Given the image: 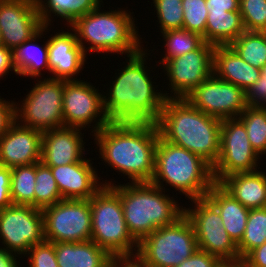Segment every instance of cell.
<instances>
[{
    "label": "cell",
    "instance_id": "obj_50",
    "mask_svg": "<svg viewBox=\"0 0 266 267\" xmlns=\"http://www.w3.org/2000/svg\"><path fill=\"white\" fill-rule=\"evenodd\" d=\"M0 46H2L1 31H0Z\"/></svg>",
    "mask_w": 266,
    "mask_h": 267
},
{
    "label": "cell",
    "instance_id": "obj_23",
    "mask_svg": "<svg viewBox=\"0 0 266 267\" xmlns=\"http://www.w3.org/2000/svg\"><path fill=\"white\" fill-rule=\"evenodd\" d=\"M218 210L223 227L237 245L245 232L249 208L244 207L219 183H214L205 196Z\"/></svg>",
    "mask_w": 266,
    "mask_h": 267
},
{
    "label": "cell",
    "instance_id": "obj_36",
    "mask_svg": "<svg viewBox=\"0 0 266 267\" xmlns=\"http://www.w3.org/2000/svg\"><path fill=\"white\" fill-rule=\"evenodd\" d=\"M239 12L246 31L266 32V0H240Z\"/></svg>",
    "mask_w": 266,
    "mask_h": 267
},
{
    "label": "cell",
    "instance_id": "obj_20",
    "mask_svg": "<svg viewBox=\"0 0 266 267\" xmlns=\"http://www.w3.org/2000/svg\"><path fill=\"white\" fill-rule=\"evenodd\" d=\"M47 47L50 73L55 75L50 78L64 81L78 80L72 76L84 68L87 57L83 48L78 44L75 32H56L47 40Z\"/></svg>",
    "mask_w": 266,
    "mask_h": 267
},
{
    "label": "cell",
    "instance_id": "obj_46",
    "mask_svg": "<svg viewBox=\"0 0 266 267\" xmlns=\"http://www.w3.org/2000/svg\"><path fill=\"white\" fill-rule=\"evenodd\" d=\"M9 70H13L16 73L13 64V51L2 45L0 46V78L7 75Z\"/></svg>",
    "mask_w": 266,
    "mask_h": 267
},
{
    "label": "cell",
    "instance_id": "obj_8",
    "mask_svg": "<svg viewBox=\"0 0 266 267\" xmlns=\"http://www.w3.org/2000/svg\"><path fill=\"white\" fill-rule=\"evenodd\" d=\"M198 249L194 228L183 215L160 227L138 243L137 254L149 267H176Z\"/></svg>",
    "mask_w": 266,
    "mask_h": 267
},
{
    "label": "cell",
    "instance_id": "obj_12",
    "mask_svg": "<svg viewBox=\"0 0 266 267\" xmlns=\"http://www.w3.org/2000/svg\"><path fill=\"white\" fill-rule=\"evenodd\" d=\"M192 201L195 208H184V215L194 228L198 249L214 254L221 260L240 259L237 245L223 227L217 208L206 197Z\"/></svg>",
    "mask_w": 266,
    "mask_h": 267
},
{
    "label": "cell",
    "instance_id": "obj_9",
    "mask_svg": "<svg viewBox=\"0 0 266 267\" xmlns=\"http://www.w3.org/2000/svg\"><path fill=\"white\" fill-rule=\"evenodd\" d=\"M63 93L64 80L45 78L38 81L23 99L21 108L15 106V120L41 132L63 127Z\"/></svg>",
    "mask_w": 266,
    "mask_h": 267
},
{
    "label": "cell",
    "instance_id": "obj_48",
    "mask_svg": "<svg viewBox=\"0 0 266 267\" xmlns=\"http://www.w3.org/2000/svg\"><path fill=\"white\" fill-rule=\"evenodd\" d=\"M217 267H247L244 259L237 260H221Z\"/></svg>",
    "mask_w": 266,
    "mask_h": 267
},
{
    "label": "cell",
    "instance_id": "obj_14",
    "mask_svg": "<svg viewBox=\"0 0 266 267\" xmlns=\"http://www.w3.org/2000/svg\"><path fill=\"white\" fill-rule=\"evenodd\" d=\"M185 99L205 114L221 120L238 118L247 107L246 92L214 74L195 87Z\"/></svg>",
    "mask_w": 266,
    "mask_h": 267
},
{
    "label": "cell",
    "instance_id": "obj_29",
    "mask_svg": "<svg viewBox=\"0 0 266 267\" xmlns=\"http://www.w3.org/2000/svg\"><path fill=\"white\" fill-rule=\"evenodd\" d=\"M229 46L253 67L266 65V32L244 31Z\"/></svg>",
    "mask_w": 266,
    "mask_h": 267
},
{
    "label": "cell",
    "instance_id": "obj_28",
    "mask_svg": "<svg viewBox=\"0 0 266 267\" xmlns=\"http://www.w3.org/2000/svg\"><path fill=\"white\" fill-rule=\"evenodd\" d=\"M38 14L45 26L51 24V14L60 16L71 25L77 18L101 6L102 0H35ZM46 2V3H45ZM52 12V13H51ZM69 23V24H68Z\"/></svg>",
    "mask_w": 266,
    "mask_h": 267
},
{
    "label": "cell",
    "instance_id": "obj_30",
    "mask_svg": "<svg viewBox=\"0 0 266 267\" xmlns=\"http://www.w3.org/2000/svg\"><path fill=\"white\" fill-rule=\"evenodd\" d=\"M35 163L11 168L10 193L15 205L34 207Z\"/></svg>",
    "mask_w": 266,
    "mask_h": 267
},
{
    "label": "cell",
    "instance_id": "obj_32",
    "mask_svg": "<svg viewBox=\"0 0 266 267\" xmlns=\"http://www.w3.org/2000/svg\"><path fill=\"white\" fill-rule=\"evenodd\" d=\"M266 242V207L250 209L245 232L237 244L240 258Z\"/></svg>",
    "mask_w": 266,
    "mask_h": 267
},
{
    "label": "cell",
    "instance_id": "obj_21",
    "mask_svg": "<svg viewBox=\"0 0 266 267\" xmlns=\"http://www.w3.org/2000/svg\"><path fill=\"white\" fill-rule=\"evenodd\" d=\"M89 159L68 165L50 167L63 199H90L102 187Z\"/></svg>",
    "mask_w": 266,
    "mask_h": 267
},
{
    "label": "cell",
    "instance_id": "obj_10",
    "mask_svg": "<svg viewBox=\"0 0 266 267\" xmlns=\"http://www.w3.org/2000/svg\"><path fill=\"white\" fill-rule=\"evenodd\" d=\"M42 211L46 241L58 243L91 240L89 199H63Z\"/></svg>",
    "mask_w": 266,
    "mask_h": 267
},
{
    "label": "cell",
    "instance_id": "obj_4",
    "mask_svg": "<svg viewBox=\"0 0 266 267\" xmlns=\"http://www.w3.org/2000/svg\"><path fill=\"white\" fill-rule=\"evenodd\" d=\"M120 197L128 231L139 243L154 230L174 224L184 215V208L152 182L124 185L106 182ZM164 193H163V192ZM181 208V209H180Z\"/></svg>",
    "mask_w": 266,
    "mask_h": 267
},
{
    "label": "cell",
    "instance_id": "obj_25",
    "mask_svg": "<svg viewBox=\"0 0 266 267\" xmlns=\"http://www.w3.org/2000/svg\"><path fill=\"white\" fill-rule=\"evenodd\" d=\"M59 267H108L111 255L92 240L54 243Z\"/></svg>",
    "mask_w": 266,
    "mask_h": 267
},
{
    "label": "cell",
    "instance_id": "obj_33",
    "mask_svg": "<svg viewBox=\"0 0 266 267\" xmlns=\"http://www.w3.org/2000/svg\"><path fill=\"white\" fill-rule=\"evenodd\" d=\"M162 34L166 42L164 44L166 53L160 61L162 65L171 58L180 57L198 49L205 42L201 35L184 28L167 30Z\"/></svg>",
    "mask_w": 266,
    "mask_h": 267
},
{
    "label": "cell",
    "instance_id": "obj_5",
    "mask_svg": "<svg viewBox=\"0 0 266 267\" xmlns=\"http://www.w3.org/2000/svg\"><path fill=\"white\" fill-rule=\"evenodd\" d=\"M100 7L70 25L85 54L88 48L91 52L127 53V56L137 53L142 45L131 14L125 10L101 12ZM83 40L91 46L87 48Z\"/></svg>",
    "mask_w": 266,
    "mask_h": 267
},
{
    "label": "cell",
    "instance_id": "obj_15",
    "mask_svg": "<svg viewBox=\"0 0 266 267\" xmlns=\"http://www.w3.org/2000/svg\"><path fill=\"white\" fill-rule=\"evenodd\" d=\"M98 91L92 84L81 79L64 81V126L84 129L97 118L94 124L96 126L93 127L95 134L111 122L104 112V95Z\"/></svg>",
    "mask_w": 266,
    "mask_h": 267
},
{
    "label": "cell",
    "instance_id": "obj_18",
    "mask_svg": "<svg viewBox=\"0 0 266 267\" xmlns=\"http://www.w3.org/2000/svg\"><path fill=\"white\" fill-rule=\"evenodd\" d=\"M42 134L14 120L0 137V165L14 168L41 162Z\"/></svg>",
    "mask_w": 266,
    "mask_h": 267
},
{
    "label": "cell",
    "instance_id": "obj_1",
    "mask_svg": "<svg viewBox=\"0 0 266 267\" xmlns=\"http://www.w3.org/2000/svg\"><path fill=\"white\" fill-rule=\"evenodd\" d=\"M94 136L105 163L131 182H151L159 138L155 123L111 121Z\"/></svg>",
    "mask_w": 266,
    "mask_h": 267
},
{
    "label": "cell",
    "instance_id": "obj_38",
    "mask_svg": "<svg viewBox=\"0 0 266 267\" xmlns=\"http://www.w3.org/2000/svg\"><path fill=\"white\" fill-rule=\"evenodd\" d=\"M26 254L30 255L28 258L30 267H59L52 242L44 240L33 245Z\"/></svg>",
    "mask_w": 266,
    "mask_h": 267
},
{
    "label": "cell",
    "instance_id": "obj_3",
    "mask_svg": "<svg viewBox=\"0 0 266 267\" xmlns=\"http://www.w3.org/2000/svg\"><path fill=\"white\" fill-rule=\"evenodd\" d=\"M221 123L185 98H167L155 124L163 140L195 153L213 168L220 153Z\"/></svg>",
    "mask_w": 266,
    "mask_h": 267
},
{
    "label": "cell",
    "instance_id": "obj_6",
    "mask_svg": "<svg viewBox=\"0 0 266 267\" xmlns=\"http://www.w3.org/2000/svg\"><path fill=\"white\" fill-rule=\"evenodd\" d=\"M161 179L190 200L204 198L215 183L212 167L207 162L195 153L171 144L159 136L151 182L163 189Z\"/></svg>",
    "mask_w": 266,
    "mask_h": 267
},
{
    "label": "cell",
    "instance_id": "obj_49",
    "mask_svg": "<svg viewBox=\"0 0 266 267\" xmlns=\"http://www.w3.org/2000/svg\"><path fill=\"white\" fill-rule=\"evenodd\" d=\"M262 81H266V65L261 69Z\"/></svg>",
    "mask_w": 266,
    "mask_h": 267
},
{
    "label": "cell",
    "instance_id": "obj_17",
    "mask_svg": "<svg viewBox=\"0 0 266 267\" xmlns=\"http://www.w3.org/2000/svg\"><path fill=\"white\" fill-rule=\"evenodd\" d=\"M35 0H0V31L2 45L16 49L42 28Z\"/></svg>",
    "mask_w": 266,
    "mask_h": 267
},
{
    "label": "cell",
    "instance_id": "obj_2",
    "mask_svg": "<svg viewBox=\"0 0 266 267\" xmlns=\"http://www.w3.org/2000/svg\"><path fill=\"white\" fill-rule=\"evenodd\" d=\"M147 52L128 55V64L115 77L109 94L103 96L104 112L110 121L156 123L169 93L155 91L145 68Z\"/></svg>",
    "mask_w": 266,
    "mask_h": 267
},
{
    "label": "cell",
    "instance_id": "obj_19",
    "mask_svg": "<svg viewBox=\"0 0 266 267\" xmlns=\"http://www.w3.org/2000/svg\"><path fill=\"white\" fill-rule=\"evenodd\" d=\"M80 128L66 127L46 130L42 134L41 162L56 167L80 162L84 156Z\"/></svg>",
    "mask_w": 266,
    "mask_h": 267
},
{
    "label": "cell",
    "instance_id": "obj_16",
    "mask_svg": "<svg viewBox=\"0 0 266 267\" xmlns=\"http://www.w3.org/2000/svg\"><path fill=\"white\" fill-rule=\"evenodd\" d=\"M215 45L204 42L198 49L180 57L169 59L163 64L171 82L168 98L183 99L213 74V52Z\"/></svg>",
    "mask_w": 266,
    "mask_h": 267
},
{
    "label": "cell",
    "instance_id": "obj_13",
    "mask_svg": "<svg viewBox=\"0 0 266 267\" xmlns=\"http://www.w3.org/2000/svg\"><path fill=\"white\" fill-rule=\"evenodd\" d=\"M0 238L7 250L26 255L31 246L45 240L43 211L15 204L0 209Z\"/></svg>",
    "mask_w": 266,
    "mask_h": 267
},
{
    "label": "cell",
    "instance_id": "obj_47",
    "mask_svg": "<svg viewBox=\"0 0 266 267\" xmlns=\"http://www.w3.org/2000/svg\"><path fill=\"white\" fill-rule=\"evenodd\" d=\"M16 257H18L16 253L0 248V267H18L20 264L16 261Z\"/></svg>",
    "mask_w": 266,
    "mask_h": 267
},
{
    "label": "cell",
    "instance_id": "obj_41",
    "mask_svg": "<svg viewBox=\"0 0 266 267\" xmlns=\"http://www.w3.org/2000/svg\"><path fill=\"white\" fill-rule=\"evenodd\" d=\"M11 168L0 165V209L12 205L11 193Z\"/></svg>",
    "mask_w": 266,
    "mask_h": 267
},
{
    "label": "cell",
    "instance_id": "obj_11",
    "mask_svg": "<svg viewBox=\"0 0 266 267\" xmlns=\"http://www.w3.org/2000/svg\"><path fill=\"white\" fill-rule=\"evenodd\" d=\"M258 153L248 140L244 124L238 118L223 119L221 123L220 153L212 168L214 182L225 177L257 170Z\"/></svg>",
    "mask_w": 266,
    "mask_h": 267
},
{
    "label": "cell",
    "instance_id": "obj_22",
    "mask_svg": "<svg viewBox=\"0 0 266 267\" xmlns=\"http://www.w3.org/2000/svg\"><path fill=\"white\" fill-rule=\"evenodd\" d=\"M213 74L246 92L260 78L261 69L244 61L230 46H216Z\"/></svg>",
    "mask_w": 266,
    "mask_h": 267
},
{
    "label": "cell",
    "instance_id": "obj_31",
    "mask_svg": "<svg viewBox=\"0 0 266 267\" xmlns=\"http://www.w3.org/2000/svg\"><path fill=\"white\" fill-rule=\"evenodd\" d=\"M35 176L34 208L43 210L63 200L50 167L35 163Z\"/></svg>",
    "mask_w": 266,
    "mask_h": 267
},
{
    "label": "cell",
    "instance_id": "obj_43",
    "mask_svg": "<svg viewBox=\"0 0 266 267\" xmlns=\"http://www.w3.org/2000/svg\"><path fill=\"white\" fill-rule=\"evenodd\" d=\"M108 267H149V266L137 254H134V255L111 256Z\"/></svg>",
    "mask_w": 266,
    "mask_h": 267
},
{
    "label": "cell",
    "instance_id": "obj_40",
    "mask_svg": "<svg viewBox=\"0 0 266 267\" xmlns=\"http://www.w3.org/2000/svg\"><path fill=\"white\" fill-rule=\"evenodd\" d=\"M247 107H266V81L260 78L246 91Z\"/></svg>",
    "mask_w": 266,
    "mask_h": 267
},
{
    "label": "cell",
    "instance_id": "obj_44",
    "mask_svg": "<svg viewBox=\"0 0 266 267\" xmlns=\"http://www.w3.org/2000/svg\"><path fill=\"white\" fill-rule=\"evenodd\" d=\"M243 259L247 267H266V242L250 251Z\"/></svg>",
    "mask_w": 266,
    "mask_h": 267
},
{
    "label": "cell",
    "instance_id": "obj_35",
    "mask_svg": "<svg viewBox=\"0 0 266 267\" xmlns=\"http://www.w3.org/2000/svg\"><path fill=\"white\" fill-rule=\"evenodd\" d=\"M183 28L201 35L205 41L208 18L206 0H182Z\"/></svg>",
    "mask_w": 266,
    "mask_h": 267
},
{
    "label": "cell",
    "instance_id": "obj_37",
    "mask_svg": "<svg viewBox=\"0 0 266 267\" xmlns=\"http://www.w3.org/2000/svg\"><path fill=\"white\" fill-rule=\"evenodd\" d=\"M161 30L183 28V8L182 0H153Z\"/></svg>",
    "mask_w": 266,
    "mask_h": 267
},
{
    "label": "cell",
    "instance_id": "obj_24",
    "mask_svg": "<svg viewBox=\"0 0 266 267\" xmlns=\"http://www.w3.org/2000/svg\"><path fill=\"white\" fill-rule=\"evenodd\" d=\"M244 207L249 209L266 207V173L261 171L236 173L219 183Z\"/></svg>",
    "mask_w": 266,
    "mask_h": 267
},
{
    "label": "cell",
    "instance_id": "obj_39",
    "mask_svg": "<svg viewBox=\"0 0 266 267\" xmlns=\"http://www.w3.org/2000/svg\"><path fill=\"white\" fill-rule=\"evenodd\" d=\"M221 259L206 251L197 249L189 258L176 267H217Z\"/></svg>",
    "mask_w": 266,
    "mask_h": 267
},
{
    "label": "cell",
    "instance_id": "obj_42",
    "mask_svg": "<svg viewBox=\"0 0 266 267\" xmlns=\"http://www.w3.org/2000/svg\"><path fill=\"white\" fill-rule=\"evenodd\" d=\"M0 98V137L7 131L10 124L15 120L14 108L16 103L5 101Z\"/></svg>",
    "mask_w": 266,
    "mask_h": 267
},
{
    "label": "cell",
    "instance_id": "obj_26",
    "mask_svg": "<svg viewBox=\"0 0 266 267\" xmlns=\"http://www.w3.org/2000/svg\"><path fill=\"white\" fill-rule=\"evenodd\" d=\"M245 30L239 11H208L205 42L215 46H229Z\"/></svg>",
    "mask_w": 266,
    "mask_h": 267
},
{
    "label": "cell",
    "instance_id": "obj_27",
    "mask_svg": "<svg viewBox=\"0 0 266 267\" xmlns=\"http://www.w3.org/2000/svg\"><path fill=\"white\" fill-rule=\"evenodd\" d=\"M47 27L44 25L35 36L13 50V64L16 74L37 78L42 75L41 69L44 67L50 72L47 42L42 48L37 43L34 44L36 39H39L43 32H46L45 30H48Z\"/></svg>",
    "mask_w": 266,
    "mask_h": 267
},
{
    "label": "cell",
    "instance_id": "obj_7",
    "mask_svg": "<svg viewBox=\"0 0 266 267\" xmlns=\"http://www.w3.org/2000/svg\"><path fill=\"white\" fill-rule=\"evenodd\" d=\"M89 203L91 240L111 256L134 255L138 242L128 231L119 195L110 186H103L89 199Z\"/></svg>",
    "mask_w": 266,
    "mask_h": 267
},
{
    "label": "cell",
    "instance_id": "obj_45",
    "mask_svg": "<svg viewBox=\"0 0 266 267\" xmlns=\"http://www.w3.org/2000/svg\"><path fill=\"white\" fill-rule=\"evenodd\" d=\"M240 0H206L208 11H239Z\"/></svg>",
    "mask_w": 266,
    "mask_h": 267
},
{
    "label": "cell",
    "instance_id": "obj_34",
    "mask_svg": "<svg viewBox=\"0 0 266 267\" xmlns=\"http://www.w3.org/2000/svg\"><path fill=\"white\" fill-rule=\"evenodd\" d=\"M238 119L246 128L252 148L259 156L266 154V107H246Z\"/></svg>",
    "mask_w": 266,
    "mask_h": 267
}]
</instances>
